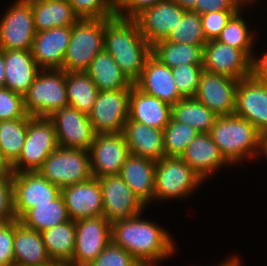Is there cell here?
<instances>
[{
  "mask_svg": "<svg viewBox=\"0 0 267 266\" xmlns=\"http://www.w3.org/2000/svg\"><path fill=\"white\" fill-rule=\"evenodd\" d=\"M88 152L93 178L119 175L129 155L123 132L96 134Z\"/></svg>",
  "mask_w": 267,
  "mask_h": 266,
  "instance_id": "cell-15",
  "label": "cell"
},
{
  "mask_svg": "<svg viewBox=\"0 0 267 266\" xmlns=\"http://www.w3.org/2000/svg\"><path fill=\"white\" fill-rule=\"evenodd\" d=\"M134 85L142 92L155 96L169 105H175L182 97L177 91L172 68L161 63L150 54L139 79Z\"/></svg>",
  "mask_w": 267,
  "mask_h": 266,
  "instance_id": "cell-21",
  "label": "cell"
},
{
  "mask_svg": "<svg viewBox=\"0 0 267 266\" xmlns=\"http://www.w3.org/2000/svg\"><path fill=\"white\" fill-rule=\"evenodd\" d=\"M205 183L181 158L164 156L156 161L154 201L187 199Z\"/></svg>",
  "mask_w": 267,
  "mask_h": 266,
  "instance_id": "cell-5",
  "label": "cell"
},
{
  "mask_svg": "<svg viewBox=\"0 0 267 266\" xmlns=\"http://www.w3.org/2000/svg\"><path fill=\"white\" fill-rule=\"evenodd\" d=\"M165 40L180 44L204 46L208 41L203 32L201 16L191 10L186 11L180 23Z\"/></svg>",
  "mask_w": 267,
  "mask_h": 266,
  "instance_id": "cell-39",
  "label": "cell"
},
{
  "mask_svg": "<svg viewBox=\"0 0 267 266\" xmlns=\"http://www.w3.org/2000/svg\"><path fill=\"white\" fill-rule=\"evenodd\" d=\"M23 99L24 109L30 116L50 117L67 107L66 72L62 69L40 70Z\"/></svg>",
  "mask_w": 267,
  "mask_h": 266,
  "instance_id": "cell-4",
  "label": "cell"
},
{
  "mask_svg": "<svg viewBox=\"0 0 267 266\" xmlns=\"http://www.w3.org/2000/svg\"><path fill=\"white\" fill-rule=\"evenodd\" d=\"M67 208L61 193L50 203L37 204L29 209L20 219L24 226L37 232L50 229L69 221Z\"/></svg>",
  "mask_w": 267,
  "mask_h": 266,
  "instance_id": "cell-34",
  "label": "cell"
},
{
  "mask_svg": "<svg viewBox=\"0 0 267 266\" xmlns=\"http://www.w3.org/2000/svg\"><path fill=\"white\" fill-rule=\"evenodd\" d=\"M167 0H118L117 16L134 19L142 11Z\"/></svg>",
  "mask_w": 267,
  "mask_h": 266,
  "instance_id": "cell-48",
  "label": "cell"
},
{
  "mask_svg": "<svg viewBox=\"0 0 267 266\" xmlns=\"http://www.w3.org/2000/svg\"><path fill=\"white\" fill-rule=\"evenodd\" d=\"M80 19H105L117 15L118 0H68Z\"/></svg>",
  "mask_w": 267,
  "mask_h": 266,
  "instance_id": "cell-40",
  "label": "cell"
},
{
  "mask_svg": "<svg viewBox=\"0 0 267 266\" xmlns=\"http://www.w3.org/2000/svg\"><path fill=\"white\" fill-rule=\"evenodd\" d=\"M216 266H243L242 261L240 260V257L238 255H233L229 256L225 260L220 261L219 264H216Z\"/></svg>",
  "mask_w": 267,
  "mask_h": 266,
  "instance_id": "cell-50",
  "label": "cell"
},
{
  "mask_svg": "<svg viewBox=\"0 0 267 266\" xmlns=\"http://www.w3.org/2000/svg\"><path fill=\"white\" fill-rule=\"evenodd\" d=\"M5 88L24 96L41 70L31 50H4Z\"/></svg>",
  "mask_w": 267,
  "mask_h": 266,
  "instance_id": "cell-27",
  "label": "cell"
},
{
  "mask_svg": "<svg viewBox=\"0 0 267 266\" xmlns=\"http://www.w3.org/2000/svg\"><path fill=\"white\" fill-rule=\"evenodd\" d=\"M35 35L31 2L15 0L0 17V50H31Z\"/></svg>",
  "mask_w": 267,
  "mask_h": 266,
  "instance_id": "cell-9",
  "label": "cell"
},
{
  "mask_svg": "<svg viewBox=\"0 0 267 266\" xmlns=\"http://www.w3.org/2000/svg\"><path fill=\"white\" fill-rule=\"evenodd\" d=\"M75 251L69 266H89L111 240V223L102 215L75 221Z\"/></svg>",
  "mask_w": 267,
  "mask_h": 266,
  "instance_id": "cell-11",
  "label": "cell"
},
{
  "mask_svg": "<svg viewBox=\"0 0 267 266\" xmlns=\"http://www.w3.org/2000/svg\"><path fill=\"white\" fill-rule=\"evenodd\" d=\"M9 171V166L1 159L0 156V177L5 176Z\"/></svg>",
  "mask_w": 267,
  "mask_h": 266,
  "instance_id": "cell-53",
  "label": "cell"
},
{
  "mask_svg": "<svg viewBox=\"0 0 267 266\" xmlns=\"http://www.w3.org/2000/svg\"><path fill=\"white\" fill-rule=\"evenodd\" d=\"M14 212L20 219L37 204L50 203L61 189L49 182L38 171L12 173Z\"/></svg>",
  "mask_w": 267,
  "mask_h": 266,
  "instance_id": "cell-14",
  "label": "cell"
},
{
  "mask_svg": "<svg viewBox=\"0 0 267 266\" xmlns=\"http://www.w3.org/2000/svg\"><path fill=\"white\" fill-rule=\"evenodd\" d=\"M98 180L103 198V216L111 224L135 217L147 209L119 175L104 176Z\"/></svg>",
  "mask_w": 267,
  "mask_h": 266,
  "instance_id": "cell-12",
  "label": "cell"
},
{
  "mask_svg": "<svg viewBox=\"0 0 267 266\" xmlns=\"http://www.w3.org/2000/svg\"><path fill=\"white\" fill-rule=\"evenodd\" d=\"M181 158L206 182L225 165H229L221 156L210 133H199L186 147ZM209 177V178H208Z\"/></svg>",
  "mask_w": 267,
  "mask_h": 266,
  "instance_id": "cell-23",
  "label": "cell"
},
{
  "mask_svg": "<svg viewBox=\"0 0 267 266\" xmlns=\"http://www.w3.org/2000/svg\"><path fill=\"white\" fill-rule=\"evenodd\" d=\"M155 170L156 161L129 154L119 173L132 192L147 207L154 202Z\"/></svg>",
  "mask_w": 267,
  "mask_h": 266,
  "instance_id": "cell-24",
  "label": "cell"
},
{
  "mask_svg": "<svg viewBox=\"0 0 267 266\" xmlns=\"http://www.w3.org/2000/svg\"><path fill=\"white\" fill-rule=\"evenodd\" d=\"M203 69L240 80L253 74V61L240 49L210 40L203 47Z\"/></svg>",
  "mask_w": 267,
  "mask_h": 266,
  "instance_id": "cell-17",
  "label": "cell"
},
{
  "mask_svg": "<svg viewBox=\"0 0 267 266\" xmlns=\"http://www.w3.org/2000/svg\"><path fill=\"white\" fill-rule=\"evenodd\" d=\"M186 11L173 0H167L142 11L134 20L144 39L152 46L169 36Z\"/></svg>",
  "mask_w": 267,
  "mask_h": 266,
  "instance_id": "cell-19",
  "label": "cell"
},
{
  "mask_svg": "<svg viewBox=\"0 0 267 266\" xmlns=\"http://www.w3.org/2000/svg\"><path fill=\"white\" fill-rule=\"evenodd\" d=\"M89 266H142L133 256L112 241Z\"/></svg>",
  "mask_w": 267,
  "mask_h": 266,
  "instance_id": "cell-43",
  "label": "cell"
},
{
  "mask_svg": "<svg viewBox=\"0 0 267 266\" xmlns=\"http://www.w3.org/2000/svg\"><path fill=\"white\" fill-rule=\"evenodd\" d=\"M203 65H181L172 68L177 91L182 98H193L196 94Z\"/></svg>",
  "mask_w": 267,
  "mask_h": 266,
  "instance_id": "cell-41",
  "label": "cell"
},
{
  "mask_svg": "<svg viewBox=\"0 0 267 266\" xmlns=\"http://www.w3.org/2000/svg\"><path fill=\"white\" fill-rule=\"evenodd\" d=\"M238 82L229 76L203 70L194 98L217 116L233 115Z\"/></svg>",
  "mask_w": 267,
  "mask_h": 266,
  "instance_id": "cell-18",
  "label": "cell"
},
{
  "mask_svg": "<svg viewBox=\"0 0 267 266\" xmlns=\"http://www.w3.org/2000/svg\"><path fill=\"white\" fill-rule=\"evenodd\" d=\"M59 147L54 125L49 117H28V129L18 159L9 167L10 172L38 171L46 158Z\"/></svg>",
  "mask_w": 267,
  "mask_h": 266,
  "instance_id": "cell-7",
  "label": "cell"
},
{
  "mask_svg": "<svg viewBox=\"0 0 267 266\" xmlns=\"http://www.w3.org/2000/svg\"><path fill=\"white\" fill-rule=\"evenodd\" d=\"M203 47L166 41L155 42L151 54L170 68L185 65H203Z\"/></svg>",
  "mask_w": 267,
  "mask_h": 266,
  "instance_id": "cell-33",
  "label": "cell"
},
{
  "mask_svg": "<svg viewBox=\"0 0 267 266\" xmlns=\"http://www.w3.org/2000/svg\"><path fill=\"white\" fill-rule=\"evenodd\" d=\"M235 12L236 11H218L201 14V23L206 40H216Z\"/></svg>",
  "mask_w": 267,
  "mask_h": 266,
  "instance_id": "cell-45",
  "label": "cell"
},
{
  "mask_svg": "<svg viewBox=\"0 0 267 266\" xmlns=\"http://www.w3.org/2000/svg\"><path fill=\"white\" fill-rule=\"evenodd\" d=\"M28 129V118L0 121V156L10 167L20 156Z\"/></svg>",
  "mask_w": 267,
  "mask_h": 266,
  "instance_id": "cell-37",
  "label": "cell"
},
{
  "mask_svg": "<svg viewBox=\"0 0 267 266\" xmlns=\"http://www.w3.org/2000/svg\"><path fill=\"white\" fill-rule=\"evenodd\" d=\"M221 156L235 166L265 153V137L248 120L235 114L218 116L209 132Z\"/></svg>",
  "mask_w": 267,
  "mask_h": 266,
  "instance_id": "cell-3",
  "label": "cell"
},
{
  "mask_svg": "<svg viewBox=\"0 0 267 266\" xmlns=\"http://www.w3.org/2000/svg\"><path fill=\"white\" fill-rule=\"evenodd\" d=\"M23 95L7 88L0 89V121L28 118Z\"/></svg>",
  "mask_w": 267,
  "mask_h": 266,
  "instance_id": "cell-42",
  "label": "cell"
},
{
  "mask_svg": "<svg viewBox=\"0 0 267 266\" xmlns=\"http://www.w3.org/2000/svg\"><path fill=\"white\" fill-rule=\"evenodd\" d=\"M40 233L50 259L69 265L75 251V221L69 220Z\"/></svg>",
  "mask_w": 267,
  "mask_h": 266,
  "instance_id": "cell-32",
  "label": "cell"
},
{
  "mask_svg": "<svg viewBox=\"0 0 267 266\" xmlns=\"http://www.w3.org/2000/svg\"><path fill=\"white\" fill-rule=\"evenodd\" d=\"M70 220L99 217L103 215V198L98 178L61 188Z\"/></svg>",
  "mask_w": 267,
  "mask_h": 266,
  "instance_id": "cell-20",
  "label": "cell"
},
{
  "mask_svg": "<svg viewBox=\"0 0 267 266\" xmlns=\"http://www.w3.org/2000/svg\"><path fill=\"white\" fill-rule=\"evenodd\" d=\"M123 134L129 154L159 161L165 156L163 130L126 121Z\"/></svg>",
  "mask_w": 267,
  "mask_h": 266,
  "instance_id": "cell-26",
  "label": "cell"
},
{
  "mask_svg": "<svg viewBox=\"0 0 267 266\" xmlns=\"http://www.w3.org/2000/svg\"><path fill=\"white\" fill-rule=\"evenodd\" d=\"M171 115V105L142 92L134 84L132 85L127 121H137L151 128L163 130L170 122Z\"/></svg>",
  "mask_w": 267,
  "mask_h": 266,
  "instance_id": "cell-25",
  "label": "cell"
},
{
  "mask_svg": "<svg viewBox=\"0 0 267 266\" xmlns=\"http://www.w3.org/2000/svg\"><path fill=\"white\" fill-rule=\"evenodd\" d=\"M143 213L111 224L112 242L127 251L142 266H158L174 256L177 246L171 233Z\"/></svg>",
  "mask_w": 267,
  "mask_h": 266,
  "instance_id": "cell-1",
  "label": "cell"
},
{
  "mask_svg": "<svg viewBox=\"0 0 267 266\" xmlns=\"http://www.w3.org/2000/svg\"><path fill=\"white\" fill-rule=\"evenodd\" d=\"M49 118L54 125L60 147L89 151L96 133L88 115L67 106L56 111Z\"/></svg>",
  "mask_w": 267,
  "mask_h": 266,
  "instance_id": "cell-16",
  "label": "cell"
},
{
  "mask_svg": "<svg viewBox=\"0 0 267 266\" xmlns=\"http://www.w3.org/2000/svg\"><path fill=\"white\" fill-rule=\"evenodd\" d=\"M235 115L248 120L267 136V81L252 74L240 79L236 89Z\"/></svg>",
  "mask_w": 267,
  "mask_h": 266,
  "instance_id": "cell-13",
  "label": "cell"
},
{
  "mask_svg": "<svg viewBox=\"0 0 267 266\" xmlns=\"http://www.w3.org/2000/svg\"><path fill=\"white\" fill-rule=\"evenodd\" d=\"M184 10H192L194 8L195 2L198 0H173Z\"/></svg>",
  "mask_w": 267,
  "mask_h": 266,
  "instance_id": "cell-52",
  "label": "cell"
},
{
  "mask_svg": "<svg viewBox=\"0 0 267 266\" xmlns=\"http://www.w3.org/2000/svg\"><path fill=\"white\" fill-rule=\"evenodd\" d=\"M85 72L99 91L131 89L133 85L105 50L97 54Z\"/></svg>",
  "mask_w": 267,
  "mask_h": 266,
  "instance_id": "cell-30",
  "label": "cell"
},
{
  "mask_svg": "<svg viewBox=\"0 0 267 266\" xmlns=\"http://www.w3.org/2000/svg\"><path fill=\"white\" fill-rule=\"evenodd\" d=\"M105 19H79L71 27L62 70L85 71L91 61L104 50Z\"/></svg>",
  "mask_w": 267,
  "mask_h": 266,
  "instance_id": "cell-6",
  "label": "cell"
},
{
  "mask_svg": "<svg viewBox=\"0 0 267 266\" xmlns=\"http://www.w3.org/2000/svg\"><path fill=\"white\" fill-rule=\"evenodd\" d=\"M253 4L256 3L253 1L246 2L239 8L229 19L216 39L222 44H228L233 48L242 50L252 61H254L256 56L254 49L256 48L257 34L255 32L256 30L252 31L250 29L247 23L248 21L242 16V12L247 6H252Z\"/></svg>",
  "mask_w": 267,
  "mask_h": 266,
  "instance_id": "cell-31",
  "label": "cell"
},
{
  "mask_svg": "<svg viewBox=\"0 0 267 266\" xmlns=\"http://www.w3.org/2000/svg\"><path fill=\"white\" fill-rule=\"evenodd\" d=\"M36 32L55 27H72L80 18L68 0H29Z\"/></svg>",
  "mask_w": 267,
  "mask_h": 266,
  "instance_id": "cell-29",
  "label": "cell"
},
{
  "mask_svg": "<svg viewBox=\"0 0 267 266\" xmlns=\"http://www.w3.org/2000/svg\"><path fill=\"white\" fill-rule=\"evenodd\" d=\"M265 159L267 158V136L265 137V153H264Z\"/></svg>",
  "mask_w": 267,
  "mask_h": 266,
  "instance_id": "cell-55",
  "label": "cell"
},
{
  "mask_svg": "<svg viewBox=\"0 0 267 266\" xmlns=\"http://www.w3.org/2000/svg\"><path fill=\"white\" fill-rule=\"evenodd\" d=\"M5 78L4 50H0V89L5 88Z\"/></svg>",
  "mask_w": 267,
  "mask_h": 266,
  "instance_id": "cell-51",
  "label": "cell"
},
{
  "mask_svg": "<svg viewBox=\"0 0 267 266\" xmlns=\"http://www.w3.org/2000/svg\"><path fill=\"white\" fill-rule=\"evenodd\" d=\"M253 74L267 81V52L259 57L256 52L253 61Z\"/></svg>",
  "mask_w": 267,
  "mask_h": 266,
  "instance_id": "cell-49",
  "label": "cell"
},
{
  "mask_svg": "<svg viewBox=\"0 0 267 266\" xmlns=\"http://www.w3.org/2000/svg\"><path fill=\"white\" fill-rule=\"evenodd\" d=\"M43 266H69V265L63 262L51 261L50 263Z\"/></svg>",
  "mask_w": 267,
  "mask_h": 266,
  "instance_id": "cell-54",
  "label": "cell"
},
{
  "mask_svg": "<svg viewBox=\"0 0 267 266\" xmlns=\"http://www.w3.org/2000/svg\"><path fill=\"white\" fill-rule=\"evenodd\" d=\"M171 117L180 123L195 128L200 133H209L217 115L196 98H182L172 106Z\"/></svg>",
  "mask_w": 267,
  "mask_h": 266,
  "instance_id": "cell-36",
  "label": "cell"
},
{
  "mask_svg": "<svg viewBox=\"0 0 267 266\" xmlns=\"http://www.w3.org/2000/svg\"><path fill=\"white\" fill-rule=\"evenodd\" d=\"M68 106L89 115L99 93L85 71L66 72Z\"/></svg>",
  "mask_w": 267,
  "mask_h": 266,
  "instance_id": "cell-35",
  "label": "cell"
},
{
  "mask_svg": "<svg viewBox=\"0 0 267 266\" xmlns=\"http://www.w3.org/2000/svg\"><path fill=\"white\" fill-rule=\"evenodd\" d=\"M71 38V27L36 32L31 54L41 70L61 69Z\"/></svg>",
  "mask_w": 267,
  "mask_h": 266,
  "instance_id": "cell-22",
  "label": "cell"
},
{
  "mask_svg": "<svg viewBox=\"0 0 267 266\" xmlns=\"http://www.w3.org/2000/svg\"><path fill=\"white\" fill-rule=\"evenodd\" d=\"M14 262L15 266H43L50 263L40 232L14 220Z\"/></svg>",
  "mask_w": 267,
  "mask_h": 266,
  "instance_id": "cell-28",
  "label": "cell"
},
{
  "mask_svg": "<svg viewBox=\"0 0 267 266\" xmlns=\"http://www.w3.org/2000/svg\"><path fill=\"white\" fill-rule=\"evenodd\" d=\"M16 219L14 212L12 172L0 177V223Z\"/></svg>",
  "mask_w": 267,
  "mask_h": 266,
  "instance_id": "cell-44",
  "label": "cell"
},
{
  "mask_svg": "<svg viewBox=\"0 0 267 266\" xmlns=\"http://www.w3.org/2000/svg\"><path fill=\"white\" fill-rule=\"evenodd\" d=\"M131 89L99 91L89 120L96 134L123 132L129 113Z\"/></svg>",
  "mask_w": 267,
  "mask_h": 266,
  "instance_id": "cell-10",
  "label": "cell"
},
{
  "mask_svg": "<svg viewBox=\"0 0 267 266\" xmlns=\"http://www.w3.org/2000/svg\"><path fill=\"white\" fill-rule=\"evenodd\" d=\"M38 172L60 189L92 178L87 150L58 147Z\"/></svg>",
  "mask_w": 267,
  "mask_h": 266,
  "instance_id": "cell-8",
  "label": "cell"
},
{
  "mask_svg": "<svg viewBox=\"0 0 267 266\" xmlns=\"http://www.w3.org/2000/svg\"><path fill=\"white\" fill-rule=\"evenodd\" d=\"M14 220L0 223V266H15Z\"/></svg>",
  "mask_w": 267,
  "mask_h": 266,
  "instance_id": "cell-46",
  "label": "cell"
},
{
  "mask_svg": "<svg viewBox=\"0 0 267 266\" xmlns=\"http://www.w3.org/2000/svg\"><path fill=\"white\" fill-rule=\"evenodd\" d=\"M195 128L175 121L172 117L163 129L164 151L167 157H181L186 147L199 134Z\"/></svg>",
  "mask_w": 267,
  "mask_h": 266,
  "instance_id": "cell-38",
  "label": "cell"
},
{
  "mask_svg": "<svg viewBox=\"0 0 267 266\" xmlns=\"http://www.w3.org/2000/svg\"><path fill=\"white\" fill-rule=\"evenodd\" d=\"M245 3V0H198L191 11L199 15L218 11H237Z\"/></svg>",
  "mask_w": 267,
  "mask_h": 266,
  "instance_id": "cell-47",
  "label": "cell"
},
{
  "mask_svg": "<svg viewBox=\"0 0 267 266\" xmlns=\"http://www.w3.org/2000/svg\"><path fill=\"white\" fill-rule=\"evenodd\" d=\"M104 50L113 57L122 73L134 84L151 54V45L142 36L134 19L116 15L105 18Z\"/></svg>",
  "mask_w": 267,
  "mask_h": 266,
  "instance_id": "cell-2",
  "label": "cell"
}]
</instances>
